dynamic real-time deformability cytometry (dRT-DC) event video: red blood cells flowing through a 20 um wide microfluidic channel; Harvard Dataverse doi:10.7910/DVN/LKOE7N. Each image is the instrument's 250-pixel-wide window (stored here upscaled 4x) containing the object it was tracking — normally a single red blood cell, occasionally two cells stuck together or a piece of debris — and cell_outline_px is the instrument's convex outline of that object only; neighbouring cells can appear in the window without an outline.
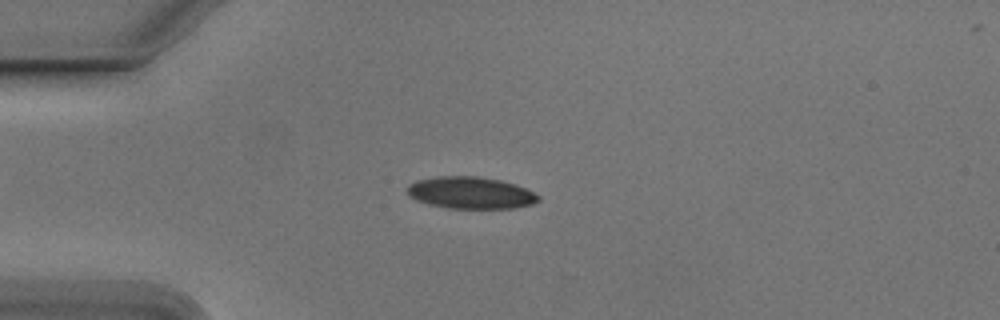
{"species": "Egyptian fruit bat (a non-hibernating species)", "species_latin": "Rousettus aegyptiacus", "temperature_condition": "cold", "stored_images_in_passage": 50, "camera_frame_rate_fps": 3000, "um_per_image_px": 0.085, "animal": {"sex": "male"}, "frame": {"image": 1, "passage_image": 10, "time_ms": 3.0, "image_size_px": [1000, 320], "cell_outline_px": [[540, 200], [532, 204], [512, 208], [448, 208], [428, 204], [416, 200], [408, 196], [404, 188], [408, 184], [416, 180], [436, 176], [476, 176], [500, 180], [516, 184], [540, 196]], "centroid_in_image_um": [39.93, 16.38], "position_along_channel_um": 45.1, "area_um2": 24.57}}
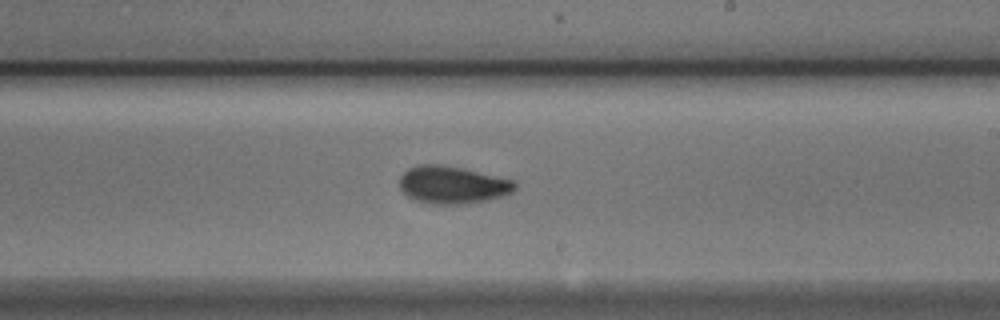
{"frame": {"image": 2, "passage_image": 28, "time_ms": 9.0, "image_size_px": [1000, 320], "cell_outline_px": [[516, 188], [512, 192], [504, 196], [488, 200], [464, 204], [432, 204], [416, 200], [408, 196], [400, 188], [400, 176], [408, 168], [420, 164], [440, 164], [460, 168], [516, 180]], "centroid_in_image_um": [38.48, 15.72], "position_along_channel_um": 250.5, "area_um2": 25.26}}
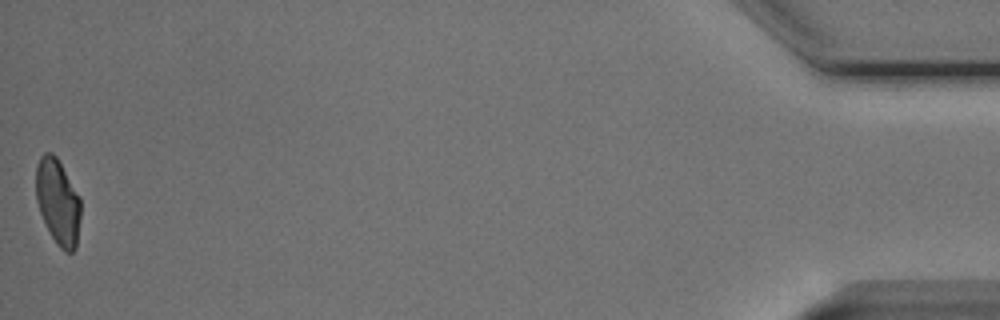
{"frame": {"image": 3, "passage_image": 50, "time_ms": 16.333, "image_size_px": [1000, 320], "cell_outline_px": [[80, 216], [76, 248], [72, 252], [64, 252], [56, 244], [40, 212], [36, 200], [36, 164], [40, 156], [44, 152], [52, 152], [56, 156], [80, 196]], "centroid_in_image_um": [4.92, 17.14], "position_along_channel_um": 430.3, "area_um2": 22.31}, "authors_computed_cell_mechanics": {"area_um2": 23.8425, "velocity_mm_per_s": 3.782, "shape_relaxation_time_tau1_ms": 3.1811, "shape_relaxation_time_tau2_ms": 1.4324, "deformation_change_tau1": 0.1449, "deformation_change_tau2": 0.062}}